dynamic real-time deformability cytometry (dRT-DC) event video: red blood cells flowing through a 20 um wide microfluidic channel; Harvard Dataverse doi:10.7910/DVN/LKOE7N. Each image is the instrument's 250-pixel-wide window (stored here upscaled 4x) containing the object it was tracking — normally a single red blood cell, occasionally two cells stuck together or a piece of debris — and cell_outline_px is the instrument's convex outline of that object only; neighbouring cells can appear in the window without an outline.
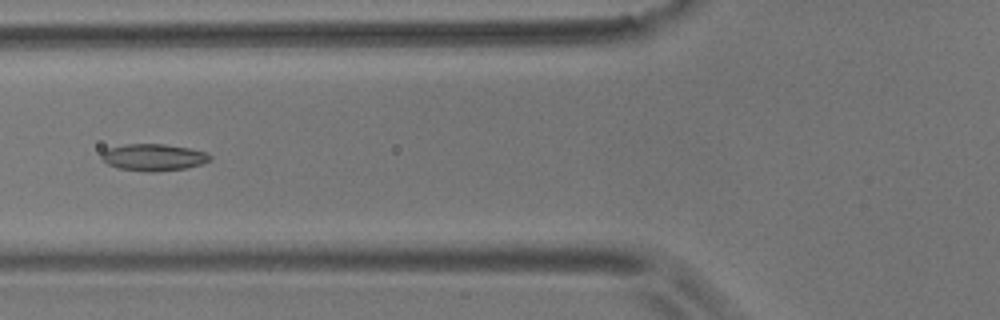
{"species": "common noctule bat (a hibernating species)", "species_latin": "Nyctalus noctula", "temperature_condition": "room temperature", "stored_images_in_passage": 7, "camera_frame_rate_fps": 3000, "um_per_image_px": 0.085, "animal": {"sex": "male", "body_mass_g": 17.9}, "frame": {"image": 1, "passage_image": 5, "time_ms": 4.667, "image_size_px": [1000, 320], "cell_outline_px": [[212, 160], [188, 168], [156, 172], [148, 172], [120, 168], [108, 164], [100, 156], [100, 152], [108, 148], [124, 144], [164, 144], [188, 148], [204, 152], [212, 156]], "centroid_in_image_um": [13.04, 13.37], "position_along_channel_um": 112.8, "area_um2": 16.99}}
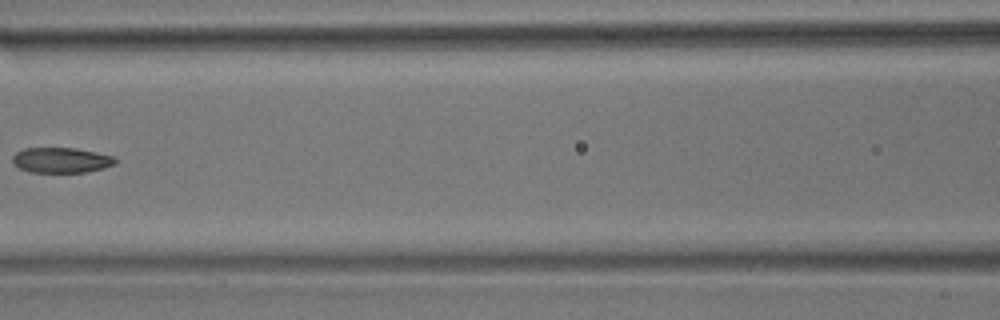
{"frame": {"image": 2, "passage_image": 6, "time_ms": 6.0, "image_size_px": [1000, 320], "cell_outline_px": [[116, 164], [104, 168], [88, 172], [28, 172], [12, 164], [12, 156], [16, 152], [24, 148], [76, 148], [116, 156]], "centroid_in_image_um": [5.21, 13.61], "position_along_channel_um": 161.4, "area_um2": 15.37}}
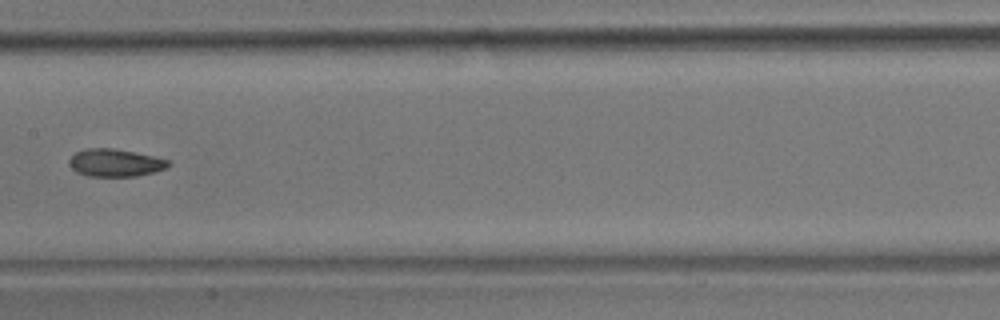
{"frame": {"image": 3, "passage_image": 7, "time_ms": 7.0, "image_size_px": [1000, 320], "cell_outline_px": [[172, 164], [164, 168], [152, 172], [136, 176], [88, 176], [76, 172], [68, 164], [68, 160], [76, 152], [84, 148], [112, 148], [136, 152], [168, 160]], "centroid_in_image_um": [9.75, 13.83], "position_along_channel_um": 197.7, "area_um2": 15.9}}